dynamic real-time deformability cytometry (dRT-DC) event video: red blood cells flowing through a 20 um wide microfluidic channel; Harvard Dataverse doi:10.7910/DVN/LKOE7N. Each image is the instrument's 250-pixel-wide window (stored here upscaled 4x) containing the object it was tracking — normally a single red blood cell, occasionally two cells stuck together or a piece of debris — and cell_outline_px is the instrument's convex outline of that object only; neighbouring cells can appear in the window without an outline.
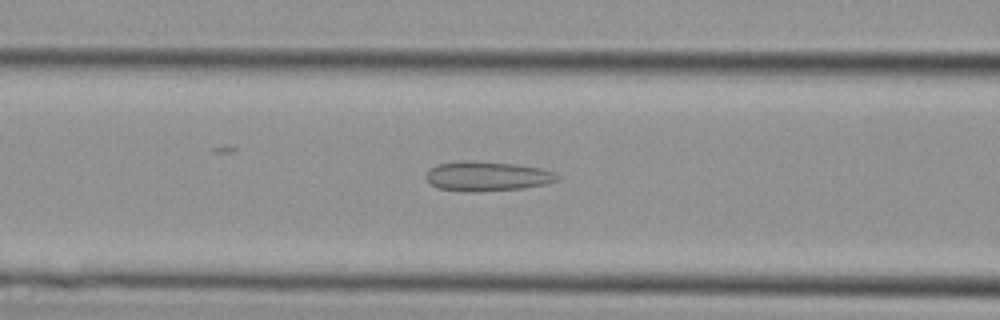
{"species": "Egyptian fruit bat (a non-hibernating species)", "species_latin": "Rousettus aegyptiacus", "temperature_condition": "cold", "stored_images_in_passage": 33, "camera_frame_rate_fps": 3000, "um_per_image_px": 0.085, "animal": {"sex": "female"}, "frame": {"image": 1, "passage_image": 13, "time_ms": 4.0, "image_size_px": [1000, 320], "cell_outline_px": [[560, 176], [556, 180], [548, 184], [524, 188], [464, 192], [440, 188], [432, 184], [424, 176], [428, 168], [436, 164], [464, 160], [516, 164], [540, 168], [556, 172]], "centroid_in_image_um": [41.4, 14.97], "position_along_channel_um": 125.2, "area_um2": 22.72}}
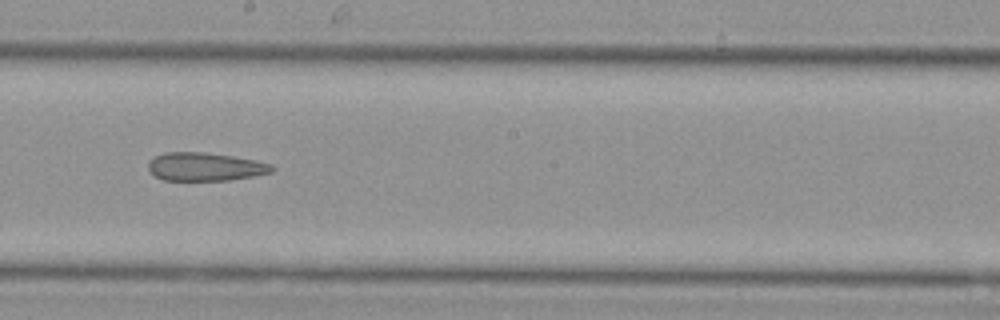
{"frame": {"image": 2, "passage_image": 19, "time_ms": 6.0, "image_size_px": [1000, 320], "cell_outline_px": [[276, 168], [272, 172], [252, 176], [228, 180], [164, 180], [156, 176], [148, 168], [148, 160], [164, 152], [204, 152], [232, 156], [272, 164]], "centroid_in_image_um": [17.42, 14.17], "position_along_channel_um": 230.8, "area_um2": 20.23}}
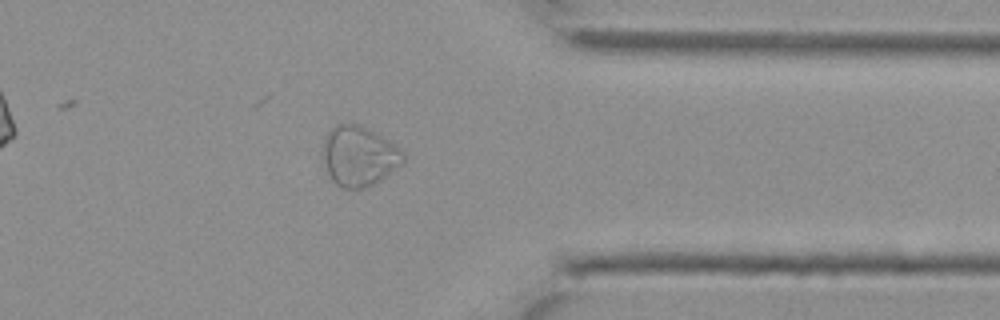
{"frame": {"image": 3, "passage_image": 28, "time_ms": 9.0, "image_size_px": [1000, 320], "cell_outline_px": [[404, 160], [400, 164], [380, 180], [364, 188], [340, 188], [332, 180], [328, 172], [324, 160], [324, 140], [328, 132], [336, 124], [360, 124], [388, 140], [400, 148], [404, 156]], "centroid_in_image_um": [30.5, 13.26], "position_along_channel_um": 380.9, "area_um2": 27.51}}